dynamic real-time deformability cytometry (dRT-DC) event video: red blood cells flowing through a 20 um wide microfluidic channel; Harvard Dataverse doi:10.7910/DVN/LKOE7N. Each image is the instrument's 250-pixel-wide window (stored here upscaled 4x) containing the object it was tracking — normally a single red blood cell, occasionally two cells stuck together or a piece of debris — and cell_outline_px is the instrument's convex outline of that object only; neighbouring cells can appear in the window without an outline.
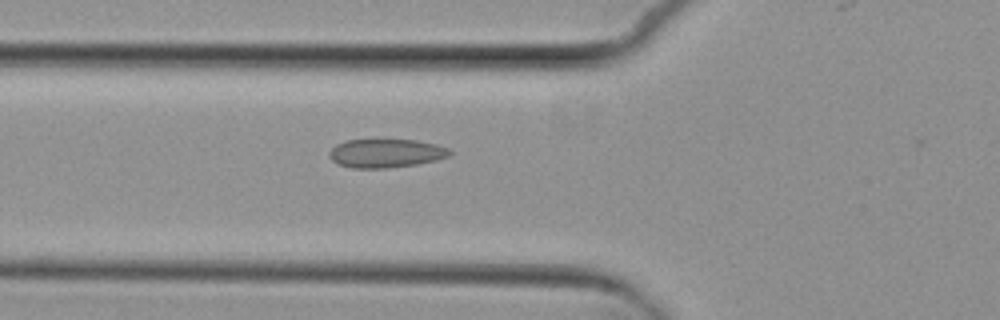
{"species": "common noctule bat (a hibernating species)", "species_latin": "Nyctalus noctula", "temperature_condition": "cold", "stored_images_in_passage": 8, "camera_frame_rate_fps": 3000, "um_per_image_px": 0.085, "animal": {"sex": "female", "body_mass_g": 29.2, "forearm_length_mm": 56.3}, "frame": {"image": 1, "passage_image": 8, "time_ms": 9.333, "image_size_px": [1000, 320], "cell_outline_px": [[452, 152], [448, 156], [436, 160], [416, 164], [388, 168], [352, 168], [336, 164], [328, 156], [328, 152], [336, 144], [348, 140], [416, 140], [436, 144], [448, 148]], "centroid_in_image_um": [32.77, 13.03], "position_along_channel_um": 93.0, "area_um2": 20.11}}